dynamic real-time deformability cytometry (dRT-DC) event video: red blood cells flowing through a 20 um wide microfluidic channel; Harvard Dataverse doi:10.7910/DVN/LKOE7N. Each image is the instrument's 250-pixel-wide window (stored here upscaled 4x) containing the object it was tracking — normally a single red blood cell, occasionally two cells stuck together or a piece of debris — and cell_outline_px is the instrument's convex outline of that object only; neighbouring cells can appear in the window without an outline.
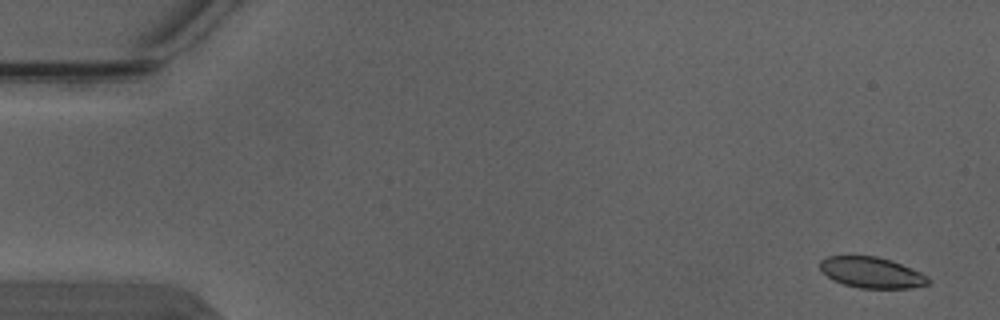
{"species": "Egyptian fruit bat (a non-hibernating species)", "species_latin": "Rousettus aegyptiacus", "temperature_condition": "warm", "stored_images_in_passage": 5, "camera_frame_rate_fps": 3000, "um_per_image_px": 0.085, "animal": {"sex": "male"}, "frame": {"image": 1, "passage_image": 1, "time_ms": 0.0, "image_size_px": [1000, 320], "cell_outline_px": [[928, 284], [908, 288], [860, 288], [844, 284], [832, 280], [820, 268], [820, 260], [828, 256], [876, 256], [892, 260], [920, 272], [928, 280]], "centroid_in_image_um": [74.05, 23.16], "position_along_channel_um": 11.0, "area_um2": 19.19}}